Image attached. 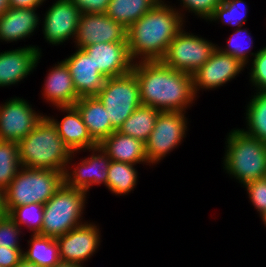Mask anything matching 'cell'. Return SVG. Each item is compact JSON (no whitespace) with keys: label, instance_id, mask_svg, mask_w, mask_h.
Wrapping results in <instances>:
<instances>
[{"label":"cell","instance_id":"obj_16","mask_svg":"<svg viewBox=\"0 0 266 267\" xmlns=\"http://www.w3.org/2000/svg\"><path fill=\"white\" fill-rule=\"evenodd\" d=\"M82 50L93 60L96 69L105 77L123 76L132 71L127 42L92 44Z\"/></svg>","mask_w":266,"mask_h":267},{"label":"cell","instance_id":"obj_35","mask_svg":"<svg viewBox=\"0 0 266 267\" xmlns=\"http://www.w3.org/2000/svg\"><path fill=\"white\" fill-rule=\"evenodd\" d=\"M21 229L8 214L0 218V247L22 248L19 244Z\"/></svg>","mask_w":266,"mask_h":267},{"label":"cell","instance_id":"obj_9","mask_svg":"<svg viewBox=\"0 0 266 267\" xmlns=\"http://www.w3.org/2000/svg\"><path fill=\"white\" fill-rule=\"evenodd\" d=\"M185 114L184 112L159 113L153 131L145 142L149 166L158 164L181 145L189 124Z\"/></svg>","mask_w":266,"mask_h":267},{"label":"cell","instance_id":"obj_22","mask_svg":"<svg viewBox=\"0 0 266 267\" xmlns=\"http://www.w3.org/2000/svg\"><path fill=\"white\" fill-rule=\"evenodd\" d=\"M99 147L112 161L148 165L145 143L119 131H114L105 138Z\"/></svg>","mask_w":266,"mask_h":267},{"label":"cell","instance_id":"obj_36","mask_svg":"<svg viewBox=\"0 0 266 267\" xmlns=\"http://www.w3.org/2000/svg\"><path fill=\"white\" fill-rule=\"evenodd\" d=\"M248 194V198L259 216L266 211V177L254 180L243 186Z\"/></svg>","mask_w":266,"mask_h":267},{"label":"cell","instance_id":"obj_18","mask_svg":"<svg viewBox=\"0 0 266 267\" xmlns=\"http://www.w3.org/2000/svg\"><path fill=\"white\" fill-rule=\"evenodd\" d=\"M71 74L75 90L79 96H96L104 85L106 78L96 69L92 58L82 49L62 60Z\"/></svg>","mask_w":266,"mask_h":267},{"label":"cell","instance_id":"obj_39","mask_svg":"<svg viewBox=\"0 0 266 267\" xmlns=\"http://www.w3.org/2000/svg\"><path fill=\"white\" fill-rule=\"evenodd\" d=\"M46 0H8L10 8H40Z\"/></svg>","mask_w":266,"mask_h":267},{"label":"cell","instance_id":"obj_37","mask_svg":"<svg viewBox=\"0 0 266 267\" xmlns=\"http://www.w3.org/2000/svg\"><path fill=\"white\" fill-rule=\"evenodd\" d=\"M81 13H105L110 0H71Z\"/></svg>","mask_w":266,"mask_h":267},{"label":"cell","instance_id":"obj_38","mask_svg":"<svg viewBox=\"0 0 266 267\" xmlns=\"http://www.w3.org/2000/svg\"><path fill=\"white\" fill-rule=\"evenodd\" d=\"M21 248L0 247V267H15L23 259Z\"/></svg>","mask_w":266,"mask_h":267},{"label":"cell","instance_id":"obj_5","mask_svg":"<svg viewBox=\"0 0 266 267\" xmlns=\"http://www.w3.org/2000/svg\"><path fill=\"white\" fill-rule=\"evenodd\" d=\"M64 183V172L51 169L20 167L4 191L7 214L17 206L45 204Z\"/></svg>","mask_w":266,"mask_h":267},{"label":"cell","instance_id":"obj_8","mask_svg":"<svg viewBox=\"0 0 266 267\" xmlns=\"http://www.w3.org/2000/svg\"><path fill=\"white\" fill-rule=\"evenodd\" d=\"M184 29L170 42L161 61L172 69L193 75L210 59L218 45Z\"/></svg>","mask_w":266,"mask_h":267},{"label":"cell","instance_id":"obj_40","mask_svg":"<svg viewBox=\"0 0 266 267\" xmlns=\"http://www.w3.org/2000/svg\"><path fill=\"white\" fill-rule=\"evenodd\" d=\"M7 215V211L5 208V198H4V191L0 190V218Z\"/></svg>","mask_w":266,"mask_h":267},{"label":"cell","instance_id":"obj_25","mask_svg":"<svg viewBox=\"0 0 266 267\" xmlns=\"http://www.w3.org/2000/svg\"><path fill=\"white\" fill-rule=\"evenodd\" d=\"M160 111L154 107L141 104L122 124L119 132L142 140H148L153 131Z\"/></svg>","mask_w":266,"mask_h":267},{"label":"cell","instance_id":"obj_2","mask_svg":"<svg viewBox=\"0 0 266 267\" xmlns=\"http://www.w3.org/2000/svg\"><path fill=\"white\" fill-rule=\"evenodd\" d=\"M175 7V8H174ZM176 6L159 1L127 28V45L133 62L161 60L170 42L184 27Z\"/></svg>","mask_w":266,"mask_h":267},{"label":"cell","instance_id":"obj_28","mask_svg":"<svg viewBox=\"0 0 266 267\" xmlns=\"http://www.w3.org/2000/svg\"><path fill=\"white\" fill-rule=\"evenodd\" d=\"M136 165L126 162H110L107 188L115 196H122L134 191L138 182V171Z\"/></svg>","mask_w":266,"mask_h":267},{"label":"cell","instance_id":"obj_30","mask_svg":"<svg viewBox=\"0 0 266 267\" xmlns=\"http://www.w3.org/2000/svg\"><path fill=\"white\" fill-rule=\"evenodd\" d=\"M246 7V2L243 0H222L207 21H221L222 24L235 26L236 29L243 27L247 21L248 9Z\"/></svg>","mask_w":266,"mask_h":267},{"label":"cell","instance_id":"obj_12","mask_svg":"<svg viewBox=\"0 0 266 267\" xmlns=\"http://www.w3.org/2000/svg\"><path fill=\"white\" fill-rule=\"evenodd\" d=\"M127 42V28L105 13H81L75 35V48L92 44Z\"/></svg>","mask_w":266,"mask_h":267},{"label":"cell","instance_id":"obj_26","mask_svg":"<svg viewBox=\"0 0 266 267\" xmlns=\"http://www.w3.org/2000/svg\"><path fill=\"white\" fill-rule=\"evenodd\" d=\"M160 0H110L105 12L115 22L128 28L152 9Z\"/></svg>","mask_w":266,"mask_h":267},{"label":"cell","instance_id":"obj_23","mask_svg":"<svg viewBox=\"0 0 266 267\" xmlns=\"http://www.w3.org/2000/svg\"><path fill=\"white\" fill-rule=\"evenodd\" d=\"M74 107L79 111L89 135L98 145L115 131L104 105L96 96L79 98Z\"/></svg>","mask_w":266,"mask_h":267},{"label":"cell","instance_id":"obj_27","mask_svg":"<svg viewBox=\"0 0 266 267\" xmlns=\"http://www.w3.org/2000/svg\"><path fill=\"white\" fill-rule=\"evenodd\" d=\"M246 134L266 143V91H256L246 107Z\"/></svg>","mask_w":266,"mask_h":267},{"label":"cell","instance_id":"obj_24","mask_svg":"<svg viewBox=\"0 0 266 267\" xmlns=\"http://www.w3.org/2000/svg\"><path fill=\"white\" fill-rule=\"evenodd\" d=\"M28 242V249L23 251V258L39 267H53L61 258L56 238L41 234H32Z\"/></svg>","mask_w":266,"mask_h":267},{"label":"cell","instance_id":"obj_43","mask_svg":"<svg viewBox=\"0 0 266 267\" xmlns=\"http://www.w3.org/2000/svg\"><path fill=\"white\" fill-rule=\"evenodd\" d=\"M9 8L8 0H0V16Z\"/></svg>","mask_w":266,"mask_h":267},{"label":"cell","instance_id":"obj_7","mask_svg":"<svg viewBox=\"0 0 266 267\" xmlns=\"http://www.w3.org/2000/svg\"><path fill=\"white\" fill-rule=\"evenodd\" d=\"M96 97L104 105L115 131L141 105L139 85L132 71L123 76L106 78Z\"/></svg>","mask_w":266,"mask_h":267},{"label":"cell","instance_id":"obj_10","mask_svg":"<svg viewBox=\"0 0 266 267\" xmlns=\"http://www.w3.org/2000/svg\"><path fill=\"white\" fill-rule=\"evenodd\" d=\"M87 151H91L90 157L80 158L81 161L77 162V165L76 162L75 164L71 163L74 161V156L77 155L76 152H72L64 172V183L71 188L83 190L88 194L93 185L100 186V184H104L107 187L111 159L99 145Z\"/></svg>","mask_w":266,"mask_h":267},{"label":"cell","instance_id":"obj_31","mask_svg":"<svg viewBox=\"0 0 266 267\" xmlns=\"http://www.w3.org/2000/svg\"><path fill=\"white\" fill-rule=\"evenodd\" d=\"M8 216L21 228L27 226L31 234H40L44 218V205L38 203L14 207Z\"/></svg>","mask_w":266,"mask_h":267},{"label":"cell","instance_id":"obj_6","mask_svg":"<svg viewBox=\"0 0 266 267\" xmlns=\"http://www.w3.org/2000/svg\"><path fill=\"white\" fill-rule=\"evenodd\" d=\"M87 193L65 183L44 204L41 235L57 238L85 223L83 213Z\"/></svg>","mask_w":266,"mask_h":267},{"label":"cell","instance_id":"obj_29","mask_svg":"<svg viewBox=\"0 0 266 267\" xmlns=\"http://www.w3.org/2000/svg\"><path fill=\"white\" fill-rule=\"evenodd\" d=\"M20 167L18 143L0 140V190L8 188Z\"/></svg>","mask_w":266,"mask_h":267},{"label":"cell","instance_id":"obj_44","mask_svg":"<svg viewBox=\"0 0 266 267\" xmlns=\"http://www.w3.org/2000/svg\"><path fill=\"white\" fill-rule=\"evenodd\" d=\"M259 217L263 221L264 226H266V211L264 213H262Z\"/></svg>","mask_w":266,"mask_h":267},{"label":"cell","instance_id":"obj_19","mask_svg":"<svg viewBox=\"0 0 266 267\" xmlns=\"http://www.w3.org/2000/svg\"><path fill=\"white\" fill-rule=\"evenodd\" d=\"M56 109L67 115L61 121H57L58 119L53 116L47 117L56 126L59 136L71 152H85V150L98 146L89 135L79 111L74 106L56 107Z\"/></svg>","mask_w":266,"mask_h":267},{"label":"cell","instance_id":"obj_15","mask_svg":"<svg viewBox=\"0 0 266 267\" xmlns=\"http://www.w3.org/2000/svg\"><path fill=\"white\" fill-rule=\"evenodd\" d=\"M245 65L234 56L223 53L216 48L210 59L201 66L192 76L196 97L199 90H215L235 79Z\"/></svg>","mask_w":266,"mask_h":267},{"label":"cell","instance_id":"obj_14","mask_svg":"<svg viewBox=\"0 0 266 267\" xmlns=\"http://www.w3.org/2000/svg\"><path fill=\"white\" fill-rule=\"evenodd\" d=\"M81 12L71 0H55L42 19L44 39L51 45H63L68 39L74 42Z\"/></svg>","mask_w":266,"mask_h":267},{"label":"cell","instance_id":"obj_11","mask_svg":"<svg viewBox=\"0 0 266 267\" xmlns=\"http://www.w3.org/2000/svg\"><path fill=\"white\" fill-rule=\"evenodd\" d=\"M25 99L13 97L0 104V140L19 142L43 118Z\"/></svg>","mask_w":266,"mask_h":267},{"label":"cell","instance_id":"obj_13","mask_svg":"<svg viewBox=\"0 0 266 267\" xmlns=\"http://www.w3.org/2000/svg\"><path fill=\"white\" fill-rule=\"evenodd\" d=\"M101 230L96 223L86 221L56 238L62 262L84 265L101 245Z\"/></svg>","mask_w":266,"mask_h":267},{"label":"cell","instance_id":"obj_32","mask_svg":"<svg viewBox=\"0 0 266 267\" xmlns=\"http://www.w3.org/2000/svg\"><path fill=\"white\" fill-rule=\"evenodd\" d=\"M243 39L244 40L246 39L247 43L249 42V44L244 43V44H246L244 46V44H242ZM251 39H252L251 33L248 32L247 27L243 28V29H242V27H239L237 29L234 27L233 34L226 41L227 42L226 46H224V47L223 46L222 47L217 46V48L220 49L223 53L234 56L241 63H243L247 68L249 61L251 62L249 57L250 56L254 57L258 53V51L257 52H251V49L253 48V44H254L253 40H251Z\"/></svg>","mask_w":266,"mask_h":267},{"label":"cell","instance_id":"obj_1","mask_svg":"<svg viewBox=\"0 0 266 267\" xmlns=\"http://www.w3.org/2000/svg\"><path fill=\"white\" fill-rule=\"evenodd\" d=\"M140 101L160 112H184L195 103L193 76L172 69L161 60L134 62ZM194 101V102H193Z\"/></svg>","mask_w":266,"mask_h":267},{"label":"cell","instance_id":"obj_20","mask_svg":"<svg viewBox=\"0 0 266 267\" xmlns=\"http://www.w3.org/2000/svg\"><path fill=\"white\" fill-rule=\"evenodd\" d=\"M54 66V67H53ZM45 77L42 97L53 107L74 106L79 96L69 69L63 61L57 62Z\"/></svg>","mask_w":266,"mask_h":267},{"label":"cell","instance_id":"obj_34","mask_svg":"<svg viewBox=\"0 0 266 267\" xmlns=\"http://www.w3.org/2000/svg\"><path fill=\"white\" fill-rule=\"evenodd\" d=\"M251 69L249 72V80L255 91H266V46L260 48L258 53L251 57Z\"/></svg>","mask_w":266,"mask_h":267},{"label":"cell","instance_id":"obj_3","mask_svg":"<svg viewBox=\"0 0 266 267\" xmlns=\"http://www.w3.org/2000/svg\"><path fill=\"white\" fill-rule=\"evenodd\" d=\"M18 152L22 167L61 172H65L72 154L46 114L35 128L18 142Z\"/></svg>","mask_w":266,"mask_h":267},{"label":"cell","instance_id":"obj_4","mask_svg":"<svg viewBox=\"0 0 266 267\" xmlns=\"http://www.w3.org/2000/svg\"><path fill=\"white\" fill-rule=\"evenodd\" d=\"M223 169L242 186L266 177V143L234 128L226 136Z\"/></svg>","mask_w":266,"mask_h":267},{"label":"cell","instance_id":"obj_21","mask_svg":"<svg viewBox=\"0 0 266 267\" xmlns=\"http://www.w3.org/2000/svg\"><path fill=\"white\" fill-rule=\"evenodd\" d=\"M36 11L37 8L9 7L0 16V41L11 43L33 36L41 23V18Z\"/></svg>","mask_w":266,"mask_h":267},{"label":"cell","instance_id":"obj_33","mask_svg":"<svg viewBox=\"0 0 266 267\" xmlns=\"http://www.w3.org/2000/svg\"><path fill=\"white\" fill-rule=\"evenodd\" d=\"M182 8H177L180 12L183 21L186 23V15L183 13H194L198 18L207 20L212 16L215 8L222 2V0H178ZM181 9V10H180ZM184 9V10H183ZM185 17V18H184Z\"/></svg>","mask_w":266,"mask_h":267},{"label":"cell","instance_id":"obj_41","mask_svg":"<svg viewBox=\"0 0 266 267\" xmlns=\"http://www.w3.org/2000/svg\"><path fill=\"white\" fill-rule=\"evenodd\" d=\"M53 267H83V265L77 264V263H68V262H62L61 261Z\"/></svg>","mask_w":266,"mask_h":267},{"label":"cell","instance_id":"obj_42","mask_svg":"<svg viewBox=\"0 0 266 267\" xmlns=\"http://www.w3.org/2000/svg\"><path fill=\"white\" fill-rule=\"evenodd\" d=\"M15 267H39L32 262L26 261L24 258Z\"/></svg>","mask_w":266,"mask_h":267},{"label":"cell","instance_id":"obj_17","mask_svg":"<svg viewBox=\"0 0 266 267\" xmlns=\"http://www.w3.org/2000/svg\"><path fill=\"white\" fill-rule=\"evenodd\" d=\"M41 48L34 45L0 52V87L17 85L38 67Z\"/></svg>","mask_w":266,"mask_h":267}]
</instances>
